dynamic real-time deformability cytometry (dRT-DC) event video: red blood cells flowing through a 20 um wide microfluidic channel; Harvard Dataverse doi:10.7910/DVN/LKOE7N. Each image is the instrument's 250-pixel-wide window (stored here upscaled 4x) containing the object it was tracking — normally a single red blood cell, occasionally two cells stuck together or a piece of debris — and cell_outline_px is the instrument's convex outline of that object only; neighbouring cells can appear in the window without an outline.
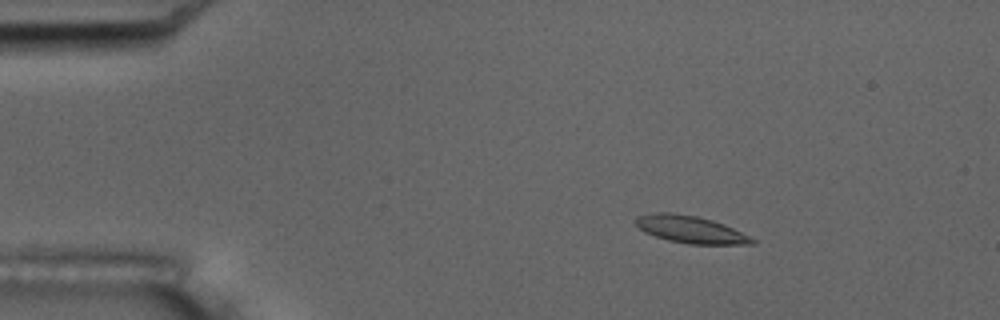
{"species": "common noctule bat (a hibernating species)", "species_latin": "Nyctalus noctula", "temperature_condition": "room temperature", "stored_images_in_passage": 5, "camera_frame_rate_fps": 3000, "um_per_image_px": 0.085, "animal": {"sex": "male", "body_mass_g": 17.5, "forearm_length_mm": 52.3}, "frame": {"image": 1, "passage_image": 3, "time_ms": 2.0, "image_size_px": [1000, 320], "cell_outline_px": [[756, 244], [688, 244], [668, 240], [644, 232], [632, 220], [636, 216], [656, 212], [672, 212], [696, 216], [712, 220], [724, 224], [756, 240]], "centroid_in_image_um": [58.65, 19.49], "position_along_channel_um": 26.4, "area_um2": 18.44}}